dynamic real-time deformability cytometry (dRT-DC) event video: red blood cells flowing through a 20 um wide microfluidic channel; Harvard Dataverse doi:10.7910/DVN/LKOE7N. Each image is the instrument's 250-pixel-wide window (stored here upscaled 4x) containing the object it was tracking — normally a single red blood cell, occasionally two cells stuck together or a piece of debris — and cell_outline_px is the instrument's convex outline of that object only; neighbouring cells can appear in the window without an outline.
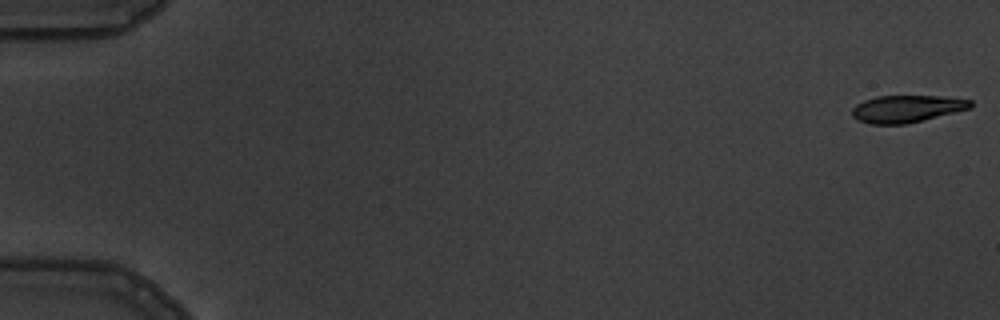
{"species": "common noctule bat (a hibernating species)", "species_latin": "Nyctalus noctula", "temperature_condition": "warm", "stored_images_in_passage": 10, "camera_frame_rate_fps": 3000, "um_per_image_px": 0.085, "animal": {"sex": "male", "body_mass_g": 19.5, "forearm_length_mm": 54.6}, "frame": {"image": 1, "passage_image": 1, "time_ms": 0.0, "image_size_px": [1000, 320], "cell_outline_px": [[972, 108], [904, 124], [872, 124], [856, 120], [852, 116], [852, 108], [856, 104], [864, 100], [876, 96], [940, 96], [972, 100]], "centroid_in_image_um": [77.04, 9.24], "position_along_channel_um": 8.0, "area_um2": 18.67}}
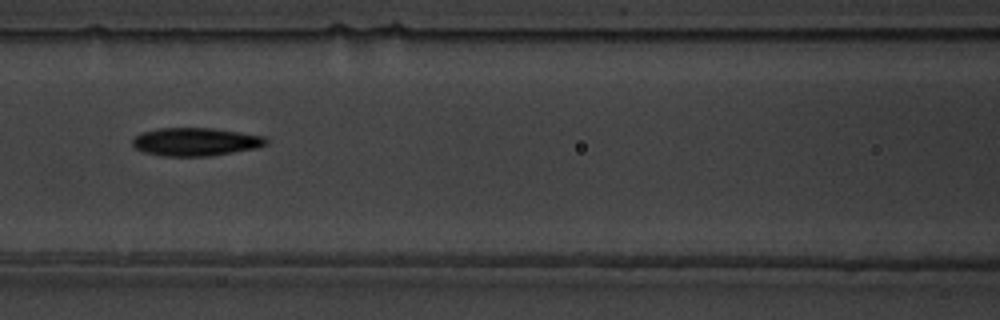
{"frame": {"image": 2, "passage_image": 8, "time_ms": 8.0, "image_size_px": [1000, 320], "cell_outline_px": [[268, 144], [256, 148], [212, 156], [160, 156], [144, 152], [136, 148], [132, 144], [132, 140], [140, 132], [156, 128], [212, 128], [240, 132], [264, 136], [268, 140]], "centroid_in_image_um": [16.62, 12.05], "position_along_channel_um": 150.0, "area_um2": 22.08}}
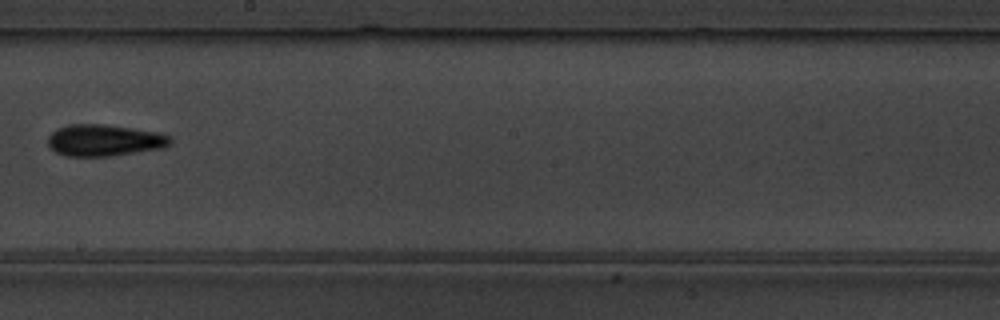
{"frame": {"image": 3, "passage_image": 10, "time_ms": 10.333, "image_size_px": [1000, 320], "cell_outline_px": [[172, 144], [160, 148], [112, 156], [64, 156], [48, 148], [48, 136], [52, 132], [60, 128], [72, 124], [104, 124], [132, 128], [156, 132], [172, 136]], "centroid_in_image_um": [8.86, 11.93], "position_along_channel_um": 239.3, "area_um2": 22.54}}